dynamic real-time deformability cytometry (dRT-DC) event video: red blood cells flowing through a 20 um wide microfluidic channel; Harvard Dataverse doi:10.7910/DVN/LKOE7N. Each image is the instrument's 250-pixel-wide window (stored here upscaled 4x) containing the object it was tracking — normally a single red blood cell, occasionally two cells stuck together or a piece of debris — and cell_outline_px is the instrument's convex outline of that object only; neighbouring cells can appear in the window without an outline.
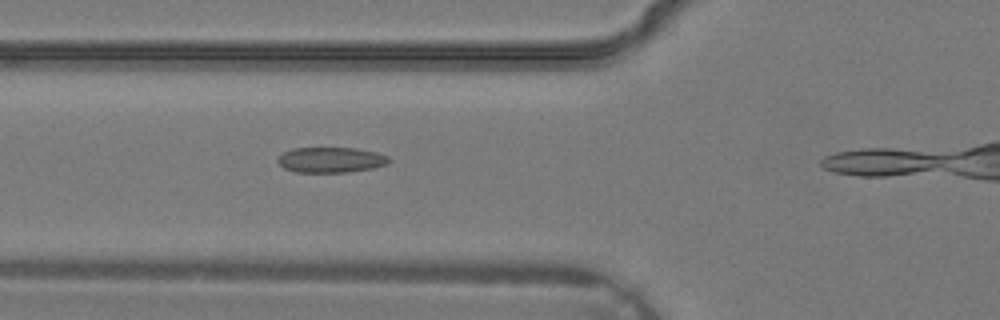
{"species": "common noctule bat (a hibernating species)", "species_latin": "Nyctalus noctula", "temperature_condition": "warm", "stored_images_in_passage": 10, "camera_frame_rate_fps": 3000, "um_per_image_px": 0.085, "animal": {"sex": "male", "body_mass_g": 19.2, "forearm_length_mm": 51.8}, "frame": {"image": 1, "passage_image": 9, "time_ms": 2.667, "image_size_px": [1000, 320], "cell_outline_px": [[392, 160], [388, 164], [372, 168], [348, 172], [296, 172], [284, 168], [276, 160], [284, 152], [292, 148], [356, 148], [376, 152], [388, 156]], "centroid_in_image_um": [28.15, 13.59], "position_along_channel_um": 97.7, "area_um2": 16.47}}